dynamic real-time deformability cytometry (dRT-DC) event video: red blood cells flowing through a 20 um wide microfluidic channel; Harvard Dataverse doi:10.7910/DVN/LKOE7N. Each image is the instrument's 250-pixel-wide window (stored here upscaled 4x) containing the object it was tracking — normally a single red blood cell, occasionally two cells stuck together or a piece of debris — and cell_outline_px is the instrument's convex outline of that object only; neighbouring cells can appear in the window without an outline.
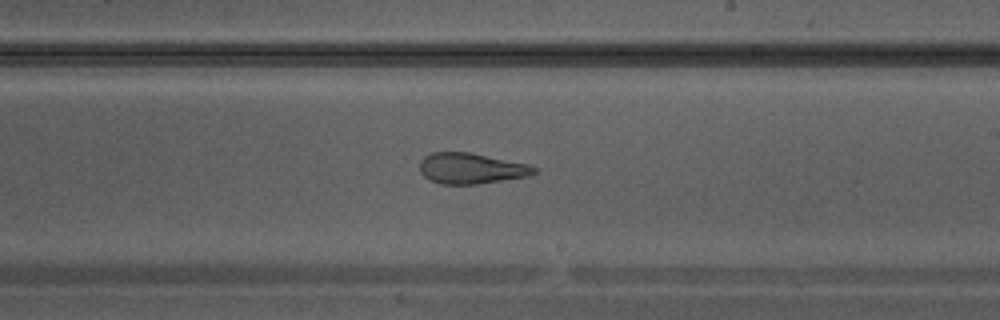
{"species": "Egyptian fruit bat (a non-hibernating species)", "species_latin": "Rousettus aegyptiacus", "temperature_condition": "warm", "stored_images_in_passage": 28, "camera_frame_rate_fps": 3000, "um_per_image_px": 0.085, "animal": {"sex": "male"}, "frame": {"image": 1, "passage_image": 16, "time_ms": 5.0, "image_size_px": [1000, 320], "cell_outline_px": [[536, 172], [528, 176], [476, 184], [440, 184], [424, 176], [420, 172], [420, 160], [424, 156], [432, 152], [472, 152], [528, 164], [536, 168]], "centroid_in_image_um": [40.02, 14.3], "position_along_channel_um": 249.0, "area_um2": 20.46}}